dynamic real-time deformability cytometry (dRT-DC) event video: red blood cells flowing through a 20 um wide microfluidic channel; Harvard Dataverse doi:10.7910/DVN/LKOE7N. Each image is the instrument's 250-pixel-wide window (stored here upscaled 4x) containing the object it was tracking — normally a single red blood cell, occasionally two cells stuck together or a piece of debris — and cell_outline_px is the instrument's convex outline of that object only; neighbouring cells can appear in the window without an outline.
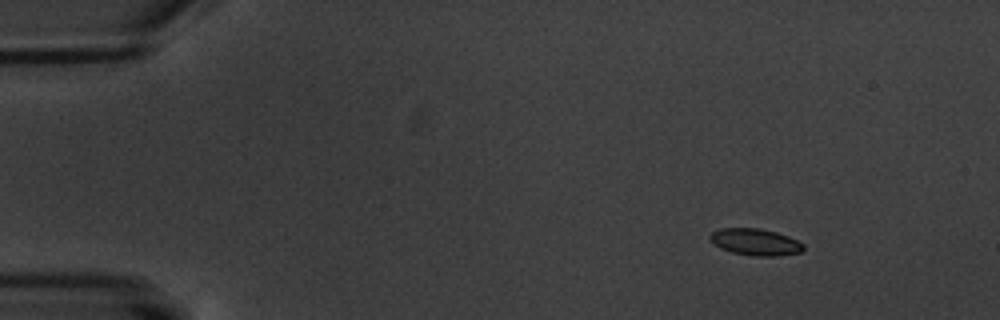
{"species": "common noctule bat (a hibernating species)", "species_latin": "Nyctalus noctula", "temperature_condition": "warm", "stored_images_in_passage": 4, "camera_frame_rate_fps": 3000, "um_per_image_px": 0.085, "animal": {"sex": "male", "body_mass_g": 20.1, "forearm_length_mm": 53.5}, "frame": {"image": 1, "passage_image": 1, "time_ms": 0.0, "image_size_px": [1000, 320], "cell_outline_px": [[804, 248], [800, 252], [776, 256], [752, 256], [732, 252], [720, 248], [708, 236], [712, 232], [720, 228], [760, 228], [776, 232], [788, 236], [804, 244]], "centroid_in_image_um": [64.21, 20.57], "position_along_channel_um": 20.8, "area_um2": 14.45}}
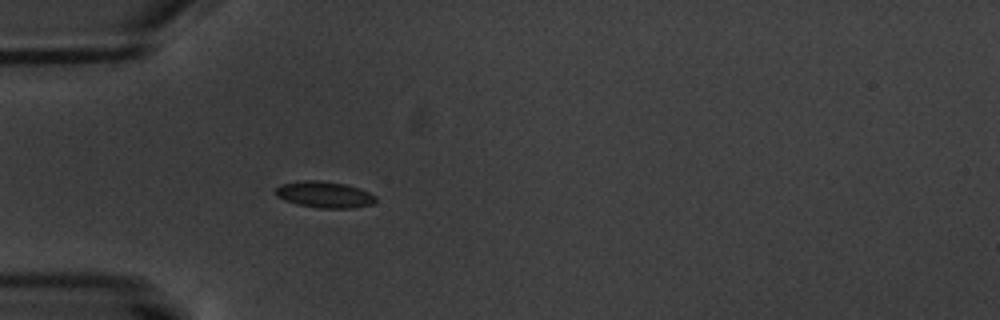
{"frame": {"image": 2, "passage_image": 4, "time_ms": 3.667, "image_size_px": [1000, 320], "cell_outline_px": [[376, 200], [372, 204], [352, 208], [320, 208], [296, 204], [284, 200], [276, 196], [276, 188], [280, 184], [304, 180], [320, 180], [344, 184], [360, 188], [376, 196]], "centroid_in_image_um": [27.56, 16.54], "position_along_channel_um": 57.4, "area_um2": 15.37}}